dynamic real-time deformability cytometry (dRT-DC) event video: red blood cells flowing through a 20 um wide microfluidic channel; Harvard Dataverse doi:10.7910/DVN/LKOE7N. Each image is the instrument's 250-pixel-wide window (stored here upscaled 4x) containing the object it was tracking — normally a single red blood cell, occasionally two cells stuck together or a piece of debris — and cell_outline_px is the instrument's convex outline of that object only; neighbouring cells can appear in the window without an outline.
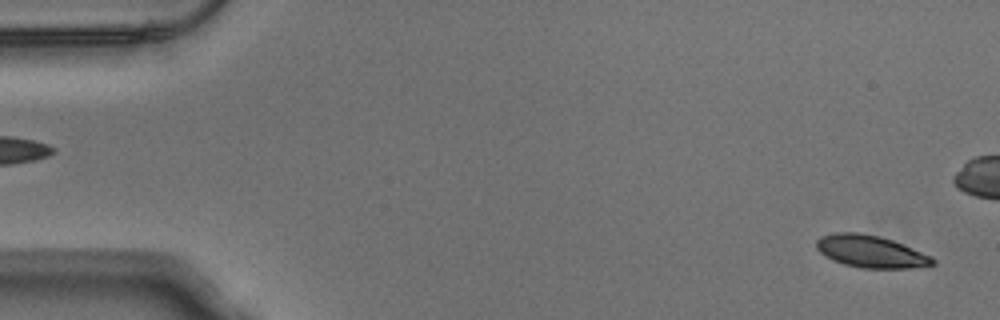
{"species": "Egyptian fruit bat (a non-hibernating species)", "species_latin": "Rousettus aegyptiacus", "temperature_condition": "warm", "stored_images_in_passage": 54, "camera_frame_rate_fps": 3000, "um_per_image_px": 0.085, "animal": {"sex": "male"}, "frame": {"image": 1, "passage_image": 2, "time_ms": 0.333, "image_size_px": [1000, 320], "cell_outline_px": [[936, 264], [908, 268], [860, 268], [844, 264], [832, 260], [824, 256], [816, 248], [816, 240], [820, 236], [836, 232], [860, 232], [880, 236], [904, 244], [932, 256], [936, 260]], "centroid_in_image_um": [74.0, 21.37], "position_along_channel_um": 11.0, "area_um2": 22.08}}
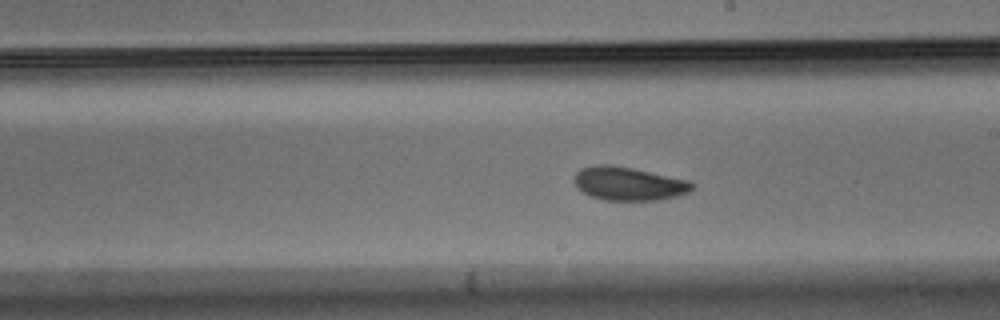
{"frame": {"image": 2, "passage_image": 30, "time_ms": 9.667, "image_size_px": [1000, 320], "cell_outline_px": [[696, 184], [688, 192], [676, 196], [660, 200], [604, 200], [592, 196], [576, 188], [572, 180], [576, 172], [580, 168], [596, 164], [608, 164], [632, 168], [692, 180]], "centroid_in_image_um": [53.43, 15.6], "position_along_channel_um": 235.6, "area_um2": 23.29}}
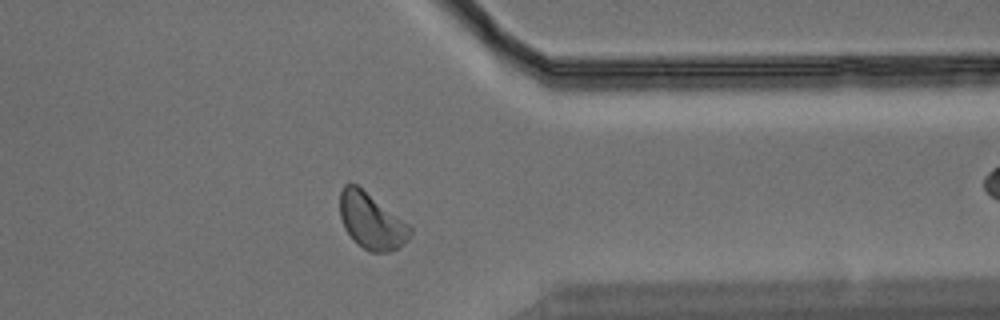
{"frame": {"image": 3, "passage_image": 42, "time_ms": 13.667, "image_size_px": [1000, 320], "cell_outline_px": [[412, 236], [408, 240], [396, 248], [388, 252], [372, 252], [364, 248], [352, 240], [344, 228], [340, 216], [340, 192], [344, 184], [356, 184], [412, 224]], "centroid_in_image_um": [31.6, 18.78], "position_along_channel_um": 379.8, "area_um2": 23.24}, "authors_computed_cell_mechanics": {"area_um2": 22.7443, "velocity_mm_per_s": 3.7907, "shape_relaxation_time_tau1_ms": 3.5481, "shape_relaxation_time_tau2_ms": 2.9913, "deformation_change_tau1": 0.1154, "deformation_change_tau2": 0.0789}}